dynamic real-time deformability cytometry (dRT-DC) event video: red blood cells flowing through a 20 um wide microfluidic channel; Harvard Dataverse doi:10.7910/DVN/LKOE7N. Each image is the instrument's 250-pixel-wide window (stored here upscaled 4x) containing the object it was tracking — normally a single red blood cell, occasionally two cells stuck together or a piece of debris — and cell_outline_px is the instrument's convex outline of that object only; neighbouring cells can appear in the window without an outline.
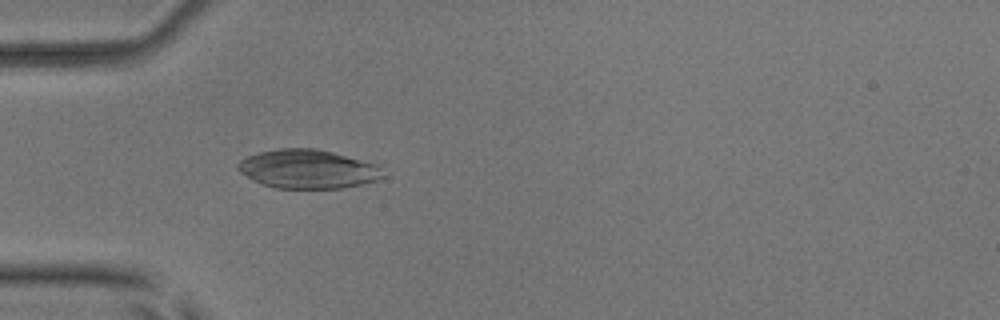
{"species": "common noctule bat (a hibernating species)", "species_latin": "Nyctalus noctula", "temperature_condition": "room temperature", "stored_images_in_passage": 52, "camera_frame_rate_fps": 3000, "um_per_image_px": 0.085, "animal": {"sex": "male", "body_mass_g": 17.9, "forearm_length_mm": 54.2}, "frame": {"image": 1, "passage_image": 16, "time_ms": 5.0, "image_size_px": [1000, 320], "cell_outline_px": [[388, 176], [364, 184], [344, 188], [276, 188], [260, 184], [252, 180], [240, 172], [236, 168], [236, 164], [240, 160], [248, 156], [260, 152], [276, 148], [316, 148], [332, 152], [376, 164]], "centroid_in_image_um": [26.16, 14.37], "position_along_channel_um": 58.8, "area_um2": 33.06}}
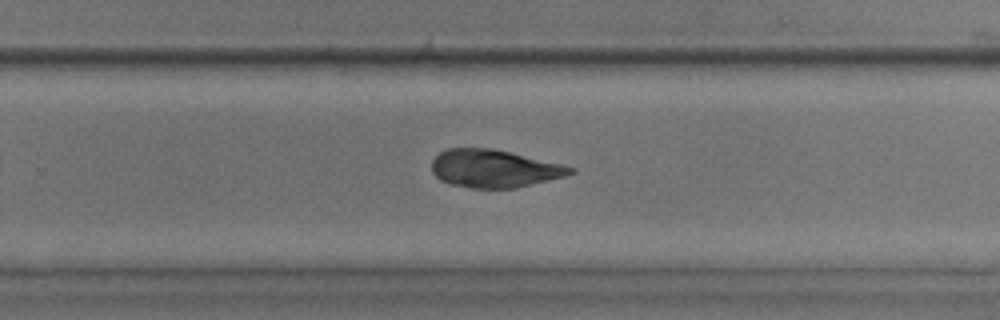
{"frame": {"image": 2, "passage_image": 34, "time_ms": 11.0, "image_size_px": [1000, 320], "cell_outline_px": [[576, 172], [564, 176], [512, 188], [472, 188], [452, 184], [440, 180], [432, 172], [432, 160], [440, 152], [448, 148], [492, 148], [512, 152], [576, 168]], "centroid_in_image_um": [41.97, 14.31], "position_along_channel_um": 287.8, "area_um2": 30.23}}
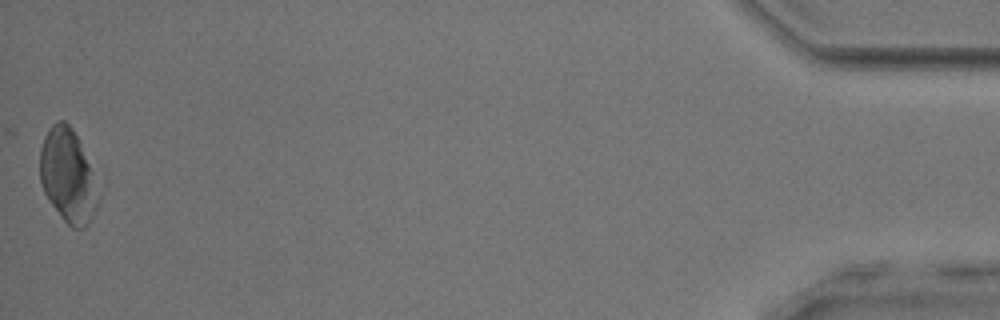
{"frame": {"image": 3, "passage_image": 52, "time_ms": 17.0, "image_size_px": [1000, 320], "cell_outline_px": [[96, 208], [88, 224], [84, 228], [72, 228], [64, 220], [48, 200], [44, 192], [40, 180], [40, 148], [44, 136], [48, 128], [56, 120], [64, 120], [72, 128], [76, 136], [92, 172], [96, 204]], "centroid_in_image_um": [5.69, 14.92], "position_along_channel_um": 429.5, "area_um2": 30.81}}